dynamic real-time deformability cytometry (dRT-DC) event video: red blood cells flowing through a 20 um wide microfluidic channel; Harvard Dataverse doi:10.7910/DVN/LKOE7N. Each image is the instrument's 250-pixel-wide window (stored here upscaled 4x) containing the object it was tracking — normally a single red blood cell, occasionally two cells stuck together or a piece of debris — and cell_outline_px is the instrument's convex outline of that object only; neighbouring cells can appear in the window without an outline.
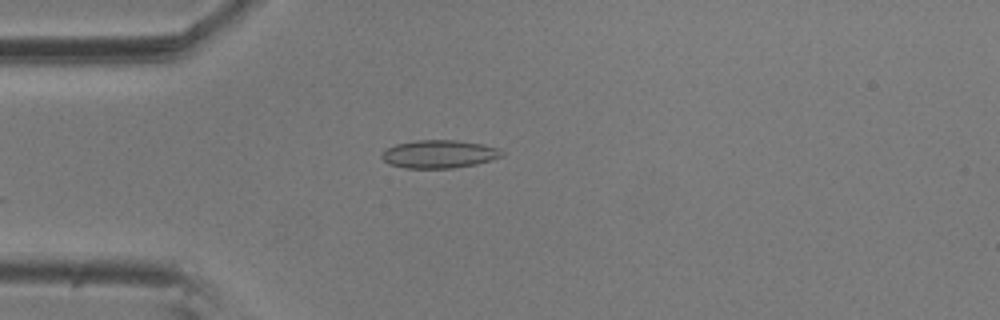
{"species": "common noctule bat (a hibernating species)", "species_latin": "Nyctalus noctula", "temperature_condition": "room temperature", "stored_images_in_passage": 6, "camera_frame_rate_fps": 3000, "um_per_image_px": 0.085, "animal": {"sex": "male", "body_mass_g": 20.5, "forearm_length_mm": 52.5}, "frame": {"image": 1, "passage_image": 3, "time_ms": 0.667, "image_size_px": [1000, 320], "cell_outline_px": [[504, 156], [492, 160], [476, 164], [452, 168], [404, 168], [388, 164], [380, 156], [388, 148], [396, 144], [416, 140], [456, 140], [484, 144], [500, 148], [504, 152]], "centroid_in_image_um": [37.37, 13.09], "position_along_channel_um": 47.6, "area_um2": 19.77}}
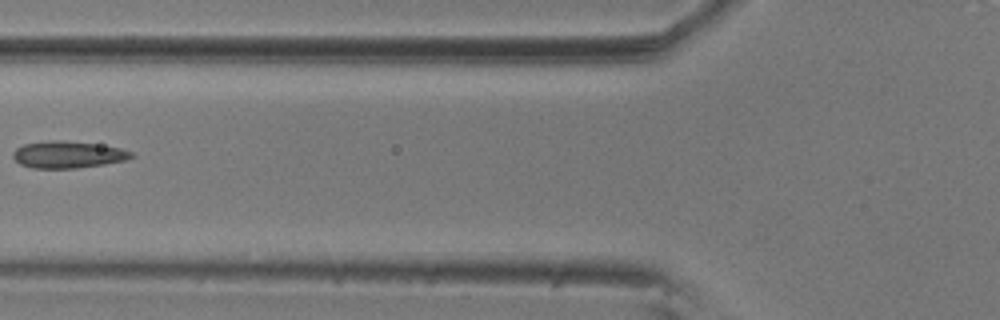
{"frame": {"image": 2, "passage_image": 5, "time_ms": 1.333, "image_size_px": [1000, 320], "cell_outline_px": [[136, 156], [124, 160], [104, 164], [76, 168], [32, 168], [20, 164], [12, 156], [12, 152], [16, 148], [24, 144], [48, 140], [64, 140], [96, 144], [120, 148], [132, 152]], "centroid_in_image_um": [5.75, 13.13], "position_along_channel_um": 120.1, "area_um2": 18.55}}
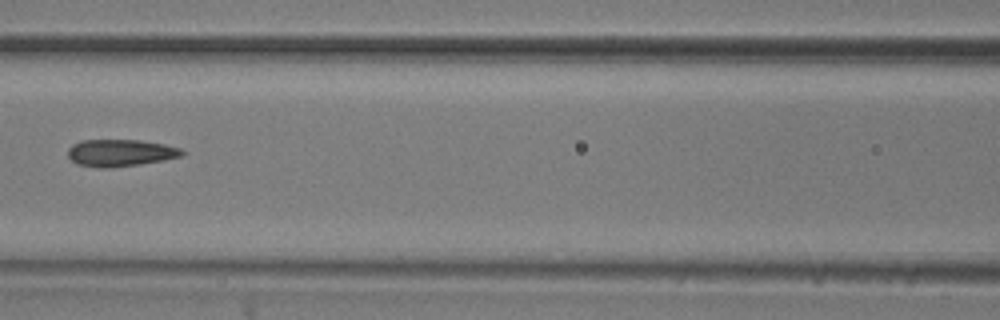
{"frame": {"image": 3, "passage_image": 6, "time_ms": 1.667, "image_size_px": [1000, 320], "cell_outline_px": [[188, 152], [184, 156], [164, 160], [140, 164], [112, 168], [96, 168], [76, 164], [68, 156], [68, 148], [72, 144], [80, 140], [140, 140], [164, 144], [180, 148]], "centroid_in_image_um": [10.25, 13.0], "position_along_channel_um": 156.4, "area_um2": 18.32}}